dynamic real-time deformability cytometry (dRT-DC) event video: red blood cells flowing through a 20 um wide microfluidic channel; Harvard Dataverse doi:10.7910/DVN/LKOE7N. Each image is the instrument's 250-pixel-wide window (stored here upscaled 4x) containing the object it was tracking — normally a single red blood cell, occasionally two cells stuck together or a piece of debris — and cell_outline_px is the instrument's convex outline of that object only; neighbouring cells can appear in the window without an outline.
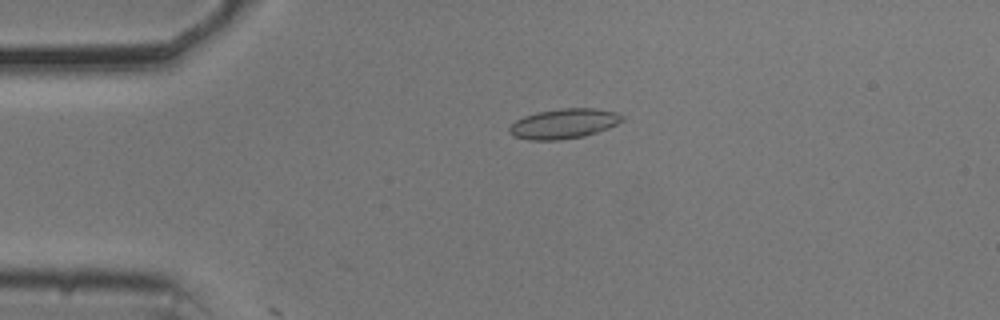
{"species": "common noctule bat (a hibernating species)", "species_latin": "Nyctalus noctula", "temperature_condition": "cold", "stored_images_in_passage": 13, "camera_frame_rate_fps": 3000, "um_per_image_px": 0.085, "animal": {"sex": "male", "body_mass_g": 20.5, "forearm_length_mm": 52.5}, "frame": {"image": 1, "passage_image": 12, "time_ms": 3.667, "image_size_px": [1000, 320], "cell_outline_px": [[624, 120], [608, 128], [584, 136], [560, 140], [528, 140], [512, 136], [508, 132], [508, 128], [516, 120], [524, 116], [536, 112], [560, 108], [596, 108], [616, 112], [624, 116]], "centroid_in_image_um": [47.9, 10.51], "position_along_channel_um": 37.1, "area_um2": 19.83}}